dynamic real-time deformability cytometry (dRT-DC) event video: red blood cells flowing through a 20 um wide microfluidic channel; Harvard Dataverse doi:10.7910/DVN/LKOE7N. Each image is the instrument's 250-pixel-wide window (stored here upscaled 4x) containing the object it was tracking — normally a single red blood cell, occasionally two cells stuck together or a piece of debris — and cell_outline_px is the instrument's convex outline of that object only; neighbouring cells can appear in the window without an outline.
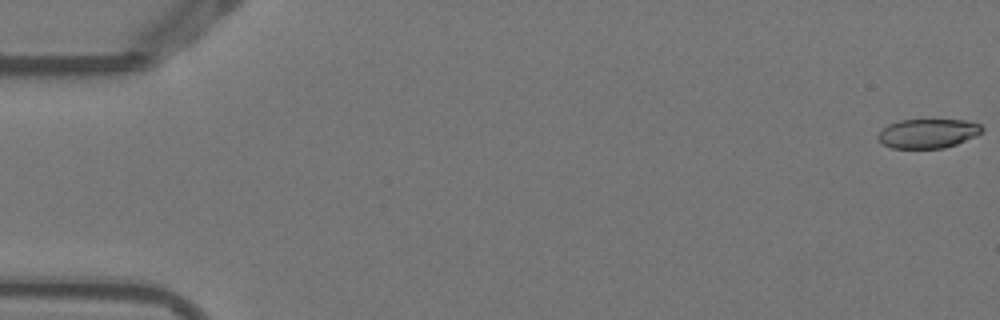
{"species": "Egyptian fruit bat (a non-hibernating species)", "species_latin": "Rousettus aegyptiacus", "temperature_condition": "warm", "stored_images_in_passage": 5, "camera_frame_rate_fps": 3000, "um_per_image_px": 0.085, "animal": {"sex": "female"}, "frame": {"image": 1, "passage_image": 1, "time_ms": 0.0, "image_size_px": [1000, 320], "cell_outline_px": [[984, 128], [976, 136], [956, 144], [944, 148], [892, 148], [880, 144], [876, 140], [876, 136], [888, 124], [900, 120], [964, 120], [980, 124]], "centroid_in_image_um": [78.83, 11.35], "position_along_channel_um": 6.2, "area_um2": 17.8}}
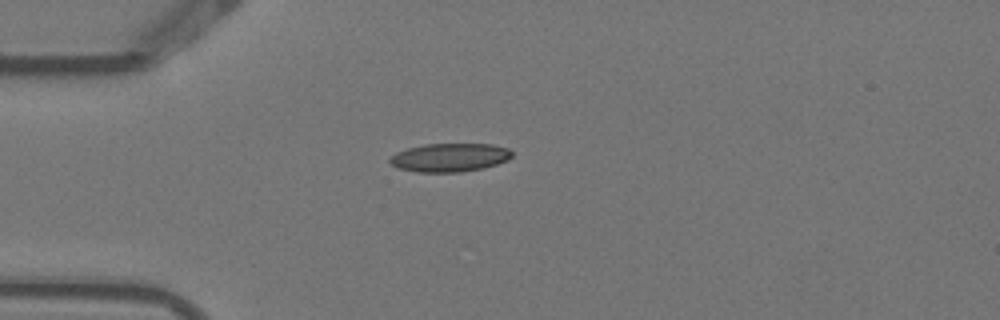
{"frame": {"image": 2, "passage_image": 5, "time_ms": 1.333, "image_size_px": [1000, 320], "cell_outline_px": [[512, 156], [508, 160], [496, 164], [480, 168], [460, 172], [420, 172], [400, 168], [392, 164], [388, 160], [396, 152], [408, 148], [424, 144], [492, 144], [508, 148], [512, 152]], "centroid_in_image_um": [38.24, 13.37], "position_along_channel_um": 46.8, "area_um2": 20.06}}